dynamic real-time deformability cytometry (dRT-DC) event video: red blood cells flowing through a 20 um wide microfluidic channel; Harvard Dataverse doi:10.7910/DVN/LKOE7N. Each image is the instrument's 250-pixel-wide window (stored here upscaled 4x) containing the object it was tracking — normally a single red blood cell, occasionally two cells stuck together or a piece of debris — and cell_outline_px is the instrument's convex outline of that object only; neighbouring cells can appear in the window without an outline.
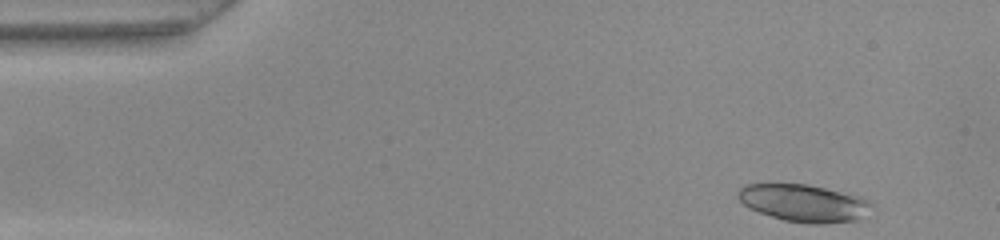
{"species": "common noctule bat (a hibernating species)", "species_latin": "Nyctalus noctula", "temperature_condition": "warm", "stored_images_in_passage": 48, "camera_frame_rate_fps": 3000, "um_per_image_px": 0.085, "animal": {"sex": "female", "body_mass_g": 22.0, "forearm_length_mm": 56.7}, "frame": {"image": 1, "passage_image": 2, "time_ms": 0.333, "image_size_px": [1000, 240], "cell_outline_px": [[876, 208], [856, 220], [824, 224], [808, 224], [784, 220], [748, 208], [736, 196], [736, 192], [744, 184], [808, 184], [860, 196], [868, 200]], "centroid_in_image_um": [68.34, 17.26], "position_along_channel_um": 16.7, "area_um2": 29.25}}
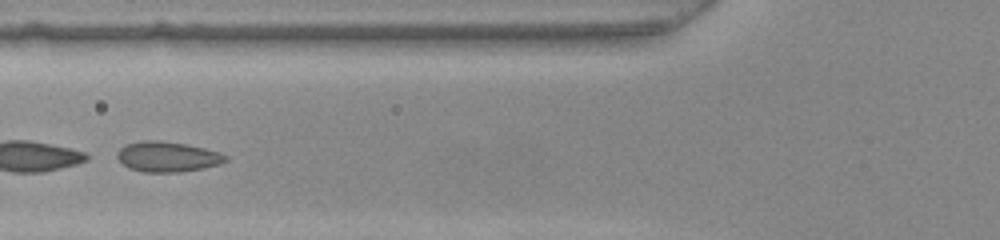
{"frame": {"image": 2, "passage_image": 17, "time_ms": 5.333, "image_size_px": [1000, 240], "cell_outline_px": [[228, 160], [220, 164], [204, 168], [180, 172], [144, 172], [128, 168], [116, 156], [116, 152], [124, 144], [140, 140], [160, 140], [184, 144], [204, 148], [220, 152], [228, 156]], "centroid_in_image_um": [14.22, 13.31], "position_along_channel_um": 111.6, "area_um2": 19.31}, "authors_computed_cell_mechanics": {"area_um2": 19.4497, "velocity_mm_per_s": 3.9318, "shape_relaxation_time_tau1_ms": 2.8855, "shape_relaxation_time_tau2_ms": 0.5809, "deformation_change_tau1": 0.0855, "deformation_change_tau2": 0.0672}}